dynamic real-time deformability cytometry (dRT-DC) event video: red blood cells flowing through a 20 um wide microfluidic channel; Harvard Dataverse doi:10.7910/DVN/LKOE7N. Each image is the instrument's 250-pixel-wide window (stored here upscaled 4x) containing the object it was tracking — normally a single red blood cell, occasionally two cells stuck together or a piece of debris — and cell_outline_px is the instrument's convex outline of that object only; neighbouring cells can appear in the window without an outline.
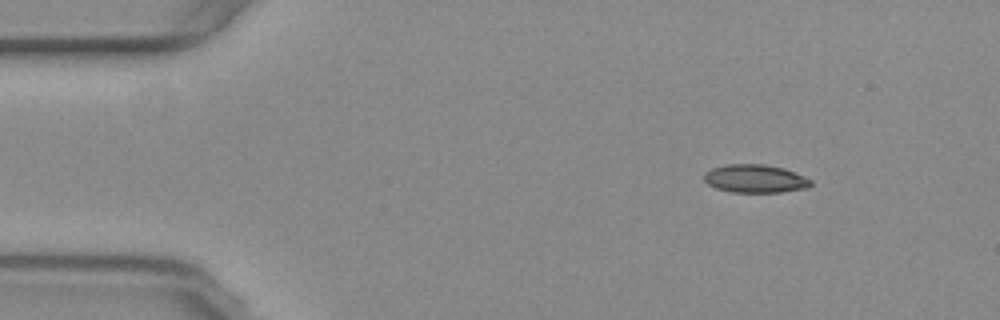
{"species": "common noctule bat (a hibernating species)", "species_latin": "Nyctalus noctula", "temperature_condition": "warm", "stored_images_in_passage": 49, "camera_frame_rate_fps": 3000, "um_per_image_px": 0.085, "animal": {"sex": "female", "body_mass_g": 29.2, "forearm_length_mm": 56.3}, "frame": {"image": 1, "passage_image": 1, "time_ms": 0.0, "image_size_px": [1000, 320], "cell_outline_px": [[812, 184], [808, 188], [780, 192], [732, 192], [716, 188], [708, 184], [704, 180], [704, 172], [712, 168], [724, 164], [764, 164], [784, 168], [804, 176], [812, 180]], "centroid_in_image_um": [64.18, 15.18], "position_along_channel_um": 20.8, "area_um2": 17.63}}
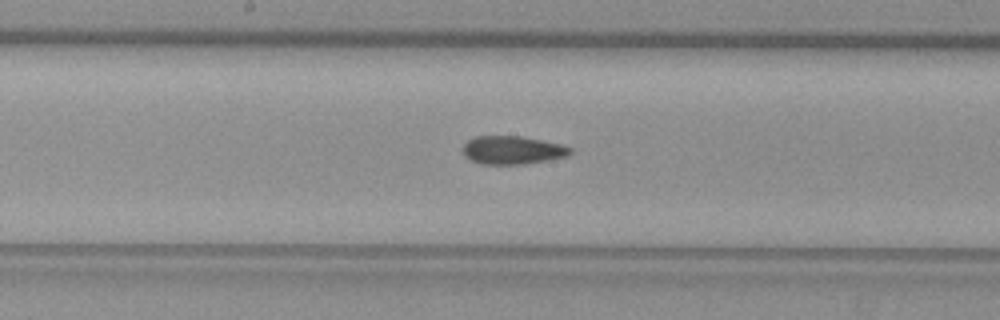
{"frame": {"image": 2, "passage_image": 22, "time_ms": 7.0, "image_size_px": [1000, 320], "cell_outline_px": [[572, 152], [568, 156], [528, 164], [480, 164], [464, 156], [464, 144], [468, 140], [476, 136], [520, 136], [560, 144], [572, 148]], "centroid_in_image_um": [43.57, 12.77], "position_along_channel_um": 204.6, "area_um2": 17.63}}
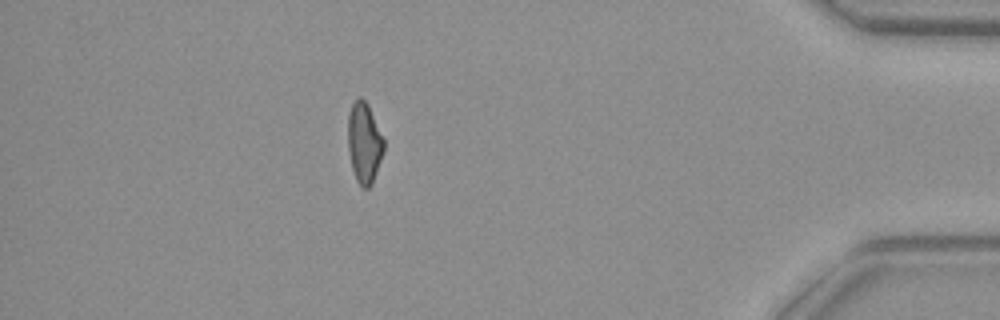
{"frame": {"image": 3, "passage_image": 42, "time_ms": 13.667, "image_size_px": [1000, 320], "cell_outline_px": [[384, 152], [372, 184], [368, 188], [364, 188], [356, 180], [352, 168], [348, 152], [348, 116], [352, 104], [356, 96], [360, 96], [368, 104], [384, 140]], "centroid_in_image_um": [30.95, 12.13], "position_along_channel_um": 404.2, "area_um2": 16.94}, "authors_computed_cell_mechanics": {"area_um2": 17.6868, "velocity_mm_per_s": 3.7868, "shape_relaxation_time_tau1_ms": null, "shape_relaxation_time_tau2_ms": 2.8441, "deformation_change_tau1": null, "deformation_change_tau2": 0.0901}}